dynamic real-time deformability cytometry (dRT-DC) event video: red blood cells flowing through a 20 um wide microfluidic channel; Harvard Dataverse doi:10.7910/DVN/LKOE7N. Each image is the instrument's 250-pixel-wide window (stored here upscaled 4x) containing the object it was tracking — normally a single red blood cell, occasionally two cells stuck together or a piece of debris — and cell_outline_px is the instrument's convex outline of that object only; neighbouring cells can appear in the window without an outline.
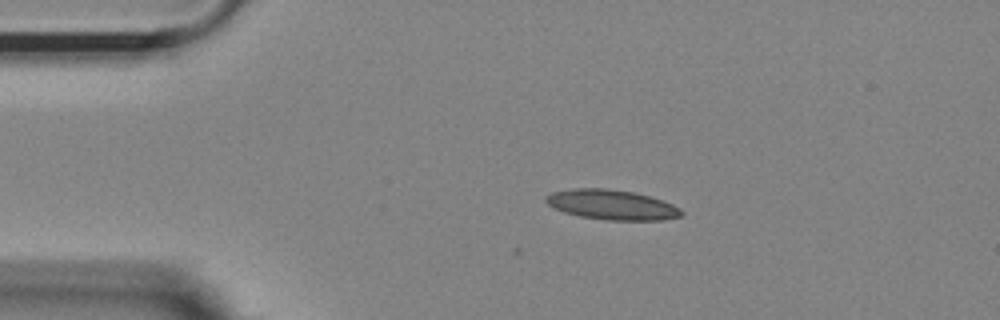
{"species": "Egyptian fruit bat (a non-hibernating species)", "species_latin": "Rousettus aegyptiacus", "temperature_condition": "room temperature", "stored_images_in_passage": 9, "camera_frame_rate_fps": 3000, "um_per_image_px": 0.085, "animal": {"sex": "female"}, "frame": {"image": 1, "passage_image": 9, "time_ms": 2.667, "image_size_px": [1000, 320], "cell_outline_px": [[684, 216], [664, 220], [604, 220], [580, 216], [564, 212], [548, 204], [544, 200], [544, 196], [552, 192], [572, 188], [608, 188], [632, 192], [648, 196], [672, 204], [680, 208], [684, 212]], "centroid_in_image_um": [52.0, 17.4], "position_along_channel_um": 33.0, "area_um2": 23.7}}